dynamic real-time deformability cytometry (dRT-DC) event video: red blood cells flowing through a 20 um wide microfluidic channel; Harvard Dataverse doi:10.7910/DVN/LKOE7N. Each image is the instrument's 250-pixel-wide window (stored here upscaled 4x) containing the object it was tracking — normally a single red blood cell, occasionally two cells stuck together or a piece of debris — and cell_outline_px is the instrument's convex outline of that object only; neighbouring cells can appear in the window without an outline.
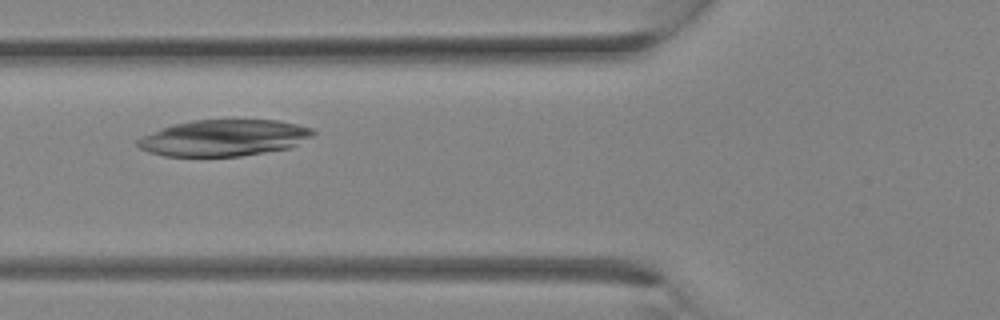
{"species": "Egyptian fruit bat (a non-hibernating species)", "species_latin": "Rousettus aegyptiacus", "temperature_condition": "room temperature", "stored_images_in_passage": 8, "camera_frame_rate_fps": 3000, "um_per_image_px": 0.085, "animal": {"sex": "female"}, "frame": {"image": 1, "passage_image": 3, "time_ms": 0.667, "image_size_px": [1000, 320], "cell_outline_px": [[316, 132], [312, 136], [292, 148], [240, 156], [164, 156], [148, 152], [140, 148], [136, 144], [136, 140], [160, 128], [172, 124], [192, 120], [276, 120], [296, 124], [312, 128]], "centroid_in_image_um": [19.04, 11.72], "position_along_channel_um": 106.8, "area_um2": 37.28}}
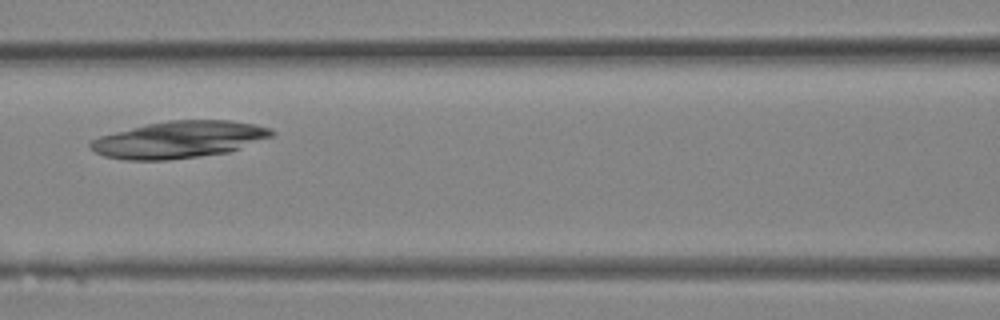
{"frame": {"image": 2, "passage_image": 5, "time_ms": 1.333, "image_size_px": [1000, 320], "cell_outline_px": [[276, 132], [272, 136], [240, 148], [228, 152], [168, 160], [128, 160], [104, 156], [88, 148], [88, 144], [92, 140], [100, 136], [148, 124], [168, 120], [228, 120], [256, 124], [272, 128]], "centroid_in_image_um": [15.24, 11.86], "position_along_channel_um": 151.4, "area_um2": 38.73}}
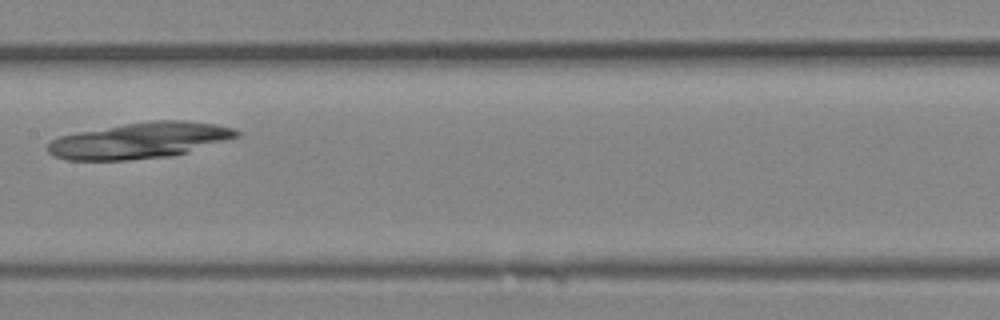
{"frame": {"image": 3, "passage_image": 7, "time_ms": 2.0, "image_size_px": [1000, 320], "cell_outline_px": [[240, 136], [188, 152], [168, 156], [128, 160], [68, 160], [52, 156], [48, 152], [48, 144], [52, 140], [60, 136], [80, 132], [124, 124], [148, 120], [184, 120], [216, 124], [236, 128], [240, 132]], "centroid_in_image_um": [11.91, 11.94], "position_along_channel_um": 195.5, "area_um2": 39.42}}